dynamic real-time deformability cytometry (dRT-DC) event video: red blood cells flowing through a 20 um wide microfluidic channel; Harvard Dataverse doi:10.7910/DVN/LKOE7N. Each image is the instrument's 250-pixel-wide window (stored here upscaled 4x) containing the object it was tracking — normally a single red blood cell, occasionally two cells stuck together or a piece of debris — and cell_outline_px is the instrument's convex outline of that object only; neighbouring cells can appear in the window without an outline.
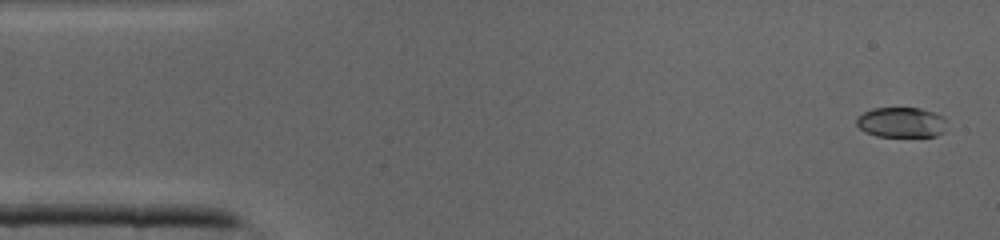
{"species": "common noctule bat (a hibernating species)", "species_latin": "Nyctalus noctula", "temperature_condition": "cold", "stored_images_in_passage": 42, "camera_frame_rate_fps": 3000, "um_per_image_px": 0.085, "animal": {"sex": "male", "body_mass_g": 19.0, "forearm_length_mm": 50.8}, "frame": {"image": 1, "passage_image": 2, "time_ms": 0.333, "image_size_px": [1000, 240], "cell_outline_px": [[944, 132], [936, 136], [876, 136], [864, 132], [856, 124], [856, 116], [872, 108], [920, 108], [944, 116]], "centroid_in_image_um": [76.57, 10.4], "position_along_channel_um": 8.4, "area_um2": 15.9}}
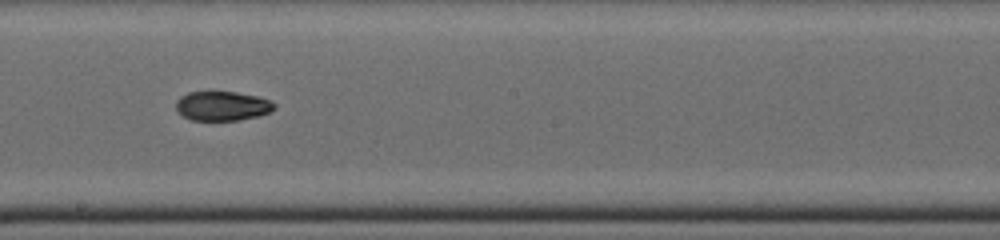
{"frame": {"image": 2, "passage_image": 23, "time_ms": 7.333, "image_size_px": [1000, 240], "cell_outline_px": [[276, 108], [272, 112], [256, 116], [236, 120], [192, 120], [184, 116], [176, 108], [176, 100], [180, 96], [188, 92], [236, 92], [256, 96], [272, 100], [276, 104]], "centroid_in_image_um": [18.93, 9.0], "position_along_channel_um": 229.3, "area_um2": 16.82}}
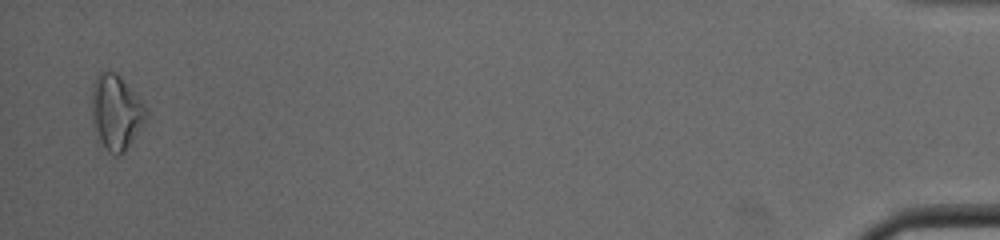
{"frame": {"image": 3, "passage_image": 41, "time_ms": 13.333, "image_size_px": [1000, 240], "cell_outline_px": [[148, 116], [124, 152], [120, 156], [116, 156], [108, 152], [92, 128], [92, 84], [96, 76], [100, 72], [116, 72], [120, 76], [148, 108]], "centroid_in_image_um": [9.86, 9.54], "position_along_channel_um": 425.3, "area_um2": 23.76}}